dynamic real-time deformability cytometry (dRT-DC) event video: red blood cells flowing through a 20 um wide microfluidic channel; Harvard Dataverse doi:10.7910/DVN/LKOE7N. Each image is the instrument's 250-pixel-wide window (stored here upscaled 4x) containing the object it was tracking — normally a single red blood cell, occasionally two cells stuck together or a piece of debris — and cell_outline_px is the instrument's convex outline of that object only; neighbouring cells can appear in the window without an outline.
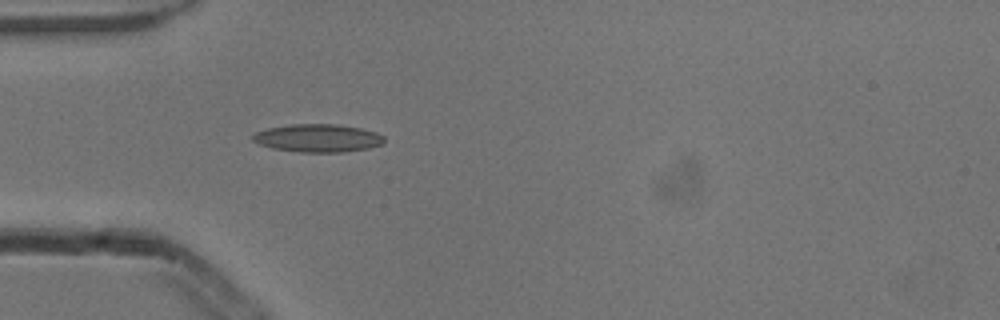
{"species": "common noctule bat (a hibernating species)", "species_latin": "Nyctalus noctula", "temperature_condition": "cold", "stored_images_in_passage": 5, "camera_frame_rate_fps": 3000, "um_per_image_px": 0.085, "animal": {"sex": "male", "body_mass_g": 13.3}, "frame": {"image": 1, "passage_image": 5, "time_ms": 1.333, "image_size_px": [1000, 320], "cell_outline_px": [[384, 144], [368, 148], [344, 152], [300, 152], [272, 148], [260, 144], [252, 140], [252, 136], [256, 132], [268, 128], [292, 124], [336, 124], [360, 128], [376, 132], [384, 136]], "centroid_in_image_um": [27.04, 11.74], "position_along_channel_um": 58.0, "area_um2": 21.39}}